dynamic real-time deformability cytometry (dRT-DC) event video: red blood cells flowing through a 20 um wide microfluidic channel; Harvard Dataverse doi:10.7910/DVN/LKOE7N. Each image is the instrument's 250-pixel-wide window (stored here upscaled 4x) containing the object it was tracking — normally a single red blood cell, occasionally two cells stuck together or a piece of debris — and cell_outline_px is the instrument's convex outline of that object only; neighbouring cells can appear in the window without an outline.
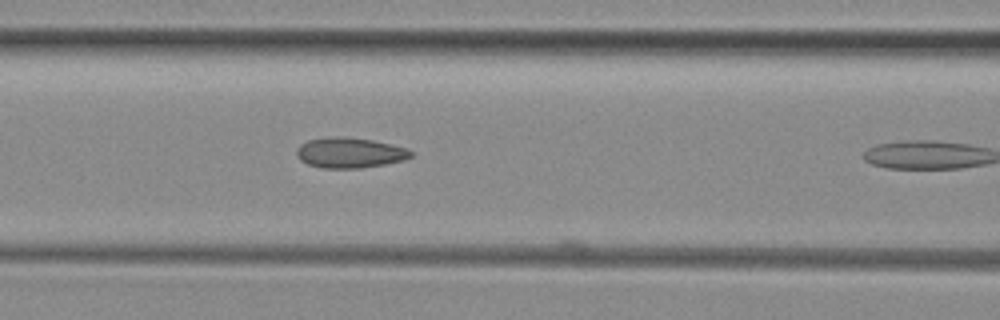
{"species": "common noctule bat (a hibernating species)", "species_latin": "Nyctalus noctula", "temperature_condition": "room temperature", "stored_images_in_passage": 6, "camera_frame_rate_fps": 3000, "um_per_image_px": 0.085, "animal": {"sex": "female", "body_mass_g": 29.2, "forearm_length_mm": 56.3}, "frame": {"image": 1, "passage_image": 5, "time_ms": 1.333, "image_size_px": [1000, 320], "cell_outline_px": [[412, 156], [404, 160], [384, 164], [360, 168], [320, 168], [308, 164], [300, 160], [296, 152], [296, 148], [300, 144], [308, 140], [328, 136], [340, 136], [372, 140], [408, 148], [412, 152]], "centroid_in_image_um": [29.7, 12.98], "position_along_channel_um": 136.9, "area_um2": 20.29}}